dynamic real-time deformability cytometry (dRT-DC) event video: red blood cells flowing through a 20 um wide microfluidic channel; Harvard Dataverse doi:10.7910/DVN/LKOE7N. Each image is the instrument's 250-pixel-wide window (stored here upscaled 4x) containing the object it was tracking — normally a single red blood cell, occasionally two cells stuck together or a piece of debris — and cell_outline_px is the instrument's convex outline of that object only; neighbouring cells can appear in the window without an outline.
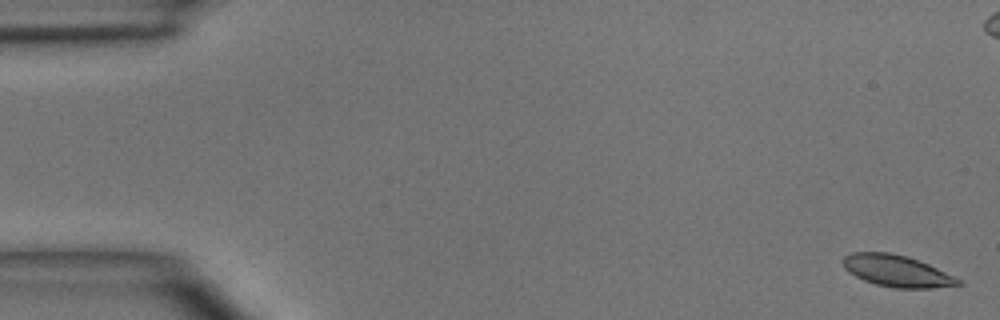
{"species": "common noctule bat (a hibernating species)", "species_latin": "Nyctalus noctula", "temperature_condition": "room temperature", "stored_images_in_passage": 6, "camera_frame_rate_fps": 3000, "um_per_image_px": 0.085, "animal": {"sex": "male", "body_mass_g": 15.6}, "frame": {"image": 1, "passage_image": 1, "time_ms": 0.0, "image_size_px": [1000, 320], "cell_outline_px": [[964, 284], [932, 288], [896, 288], [876, 284], [864, 280], [848, 272], [844, 268], [840, 260], [844, 256], [852, 252], [888, 252], [904, 256], [928, 264], [960, 280]], "centroid_in_image_um": [76.16, 23.03], "position_along_channel_um": 8.8, "area_um2": 20.98}}